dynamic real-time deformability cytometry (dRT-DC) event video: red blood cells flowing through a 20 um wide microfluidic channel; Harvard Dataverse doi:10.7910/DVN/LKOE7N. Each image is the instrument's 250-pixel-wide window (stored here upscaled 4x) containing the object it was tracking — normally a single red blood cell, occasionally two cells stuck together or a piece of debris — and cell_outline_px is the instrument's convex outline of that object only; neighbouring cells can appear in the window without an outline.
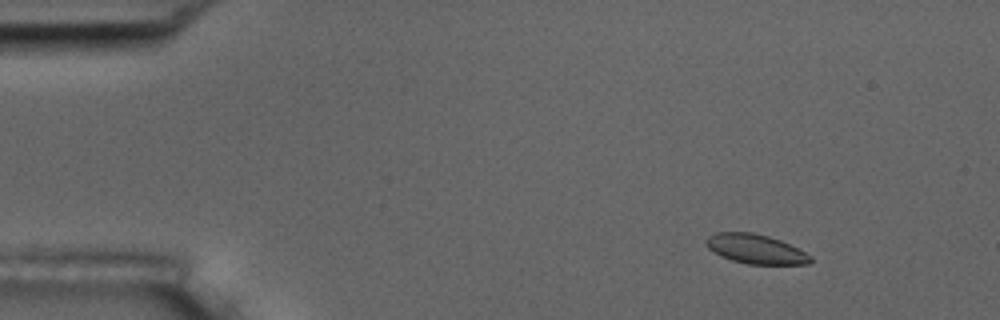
{"species": "common noctule bat (a hibernating species)", "species_latin": "Nyctalus noctula", "temperature_condition": "room temperature", "stored_images_in_passage": 6, "camera_frame_rate_fps": 3000, "um_per_image_px": 0.085, "animal": {"sex": "male", "body_mass_g": 17.5, "forearm_length_mm": 52.3}, "frame": {"image": 1, "passage_image": 3, "time_ms": 2.333, "image_size_px": [1000, 320], "cell_outline_px": [[812, 260], [808, 264], [748, 264], [732, 260], [720, 256], [708, 248], [704, 244], [704, 240], [708, 236], [716, 232], [752, 232], [768, 236], [780, 240], [812, 256]], "centroid_in_image_um": [64.18, 21.16], "position_along_channel_um": 20.8, "area_um2": 17.86}}
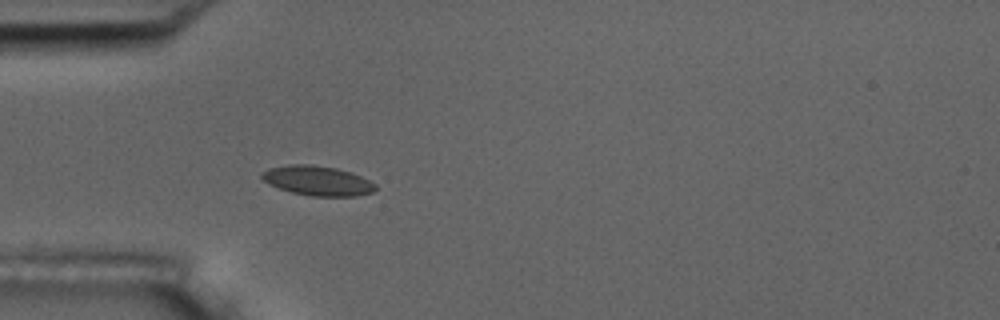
{"frame": {"image": 2, "passage_image": 6, "time_ms": 5.667, "image_size_px": [1000, 320], "cell_outline_px": [[376, 188], [372, 192], [356, 196], [312, 196], [292, 192], [268, 184], [260, 176], [268, 168], [288, 164], [312, 164], [336, 168], [352, 172], [376, 184]], "centroid_in_image_um": [26.99, 15.35], "position_along_channel_um": 58.0, "area_um2": 19.59}}